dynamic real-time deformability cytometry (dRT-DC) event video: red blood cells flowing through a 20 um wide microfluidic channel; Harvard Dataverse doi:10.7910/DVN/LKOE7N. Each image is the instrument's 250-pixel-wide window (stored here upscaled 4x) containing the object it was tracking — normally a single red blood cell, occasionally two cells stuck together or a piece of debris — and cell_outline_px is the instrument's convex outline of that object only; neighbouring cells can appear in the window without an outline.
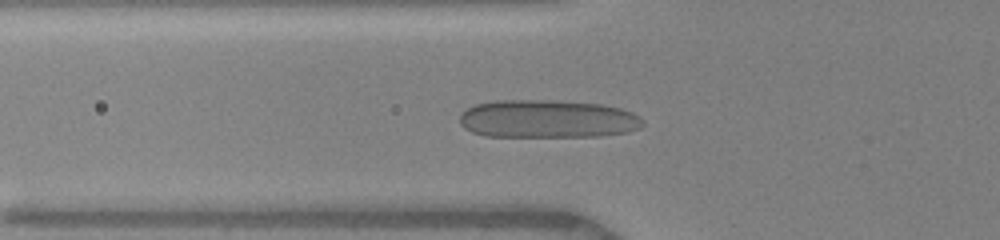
{"species": "human", "species_latin": "Homo sapiens", "temperature_condition": "warm", "stored_images_in_passage": 7, "camera_frame_rate_fps": 3000, "um_per_image_px": 0.085, "donor": {"sex": "female"}, "frame": {"image": 1, "passage_image": 2, "time_ms": 0.333, "image_size_px": [1000, 240], "cell_outline_px": [[644, 124], [640, 128], [628, 132], [600, 136], [484, 136], [472, 132], [464, 128], [460, 124], [460, 116], [468, 108], [476, 104], [496, 100], [552, 100], [600, 104], [620, 108], [632, 112], [640, 116], [644, 120]], "centroid_in_image_um": [46.56, 10.11], "position_along_channel_um": 79.2, "area_um2": 40.75}}